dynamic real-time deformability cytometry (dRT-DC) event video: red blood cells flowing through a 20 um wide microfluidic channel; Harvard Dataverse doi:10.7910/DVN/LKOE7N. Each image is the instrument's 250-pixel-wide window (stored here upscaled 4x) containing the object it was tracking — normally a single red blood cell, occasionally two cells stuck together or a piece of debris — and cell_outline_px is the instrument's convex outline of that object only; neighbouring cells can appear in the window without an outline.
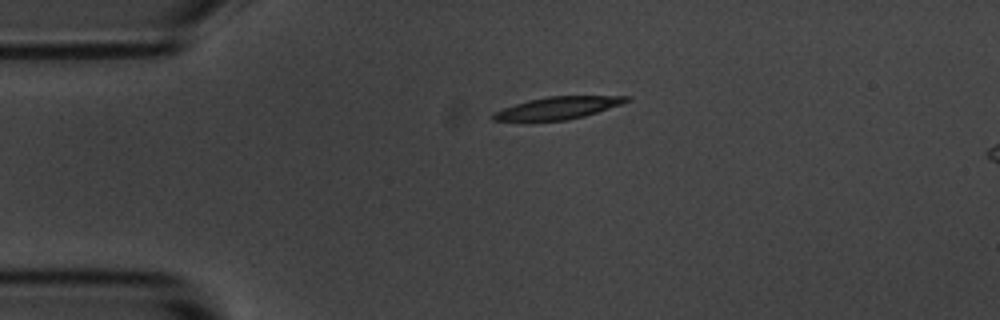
{"species": "common noctule bat (a hibernating species)", "species_latin": "Nyctalus noctula", "temperature_condition": "room temperature", "stored_images_in_passage": 3, "segment_of_instrument_passage": [1, 2], "camera_frame_rate_fps": 3000, "um_per_image_px": 0.085, "animal": {"sex": "male", "body_mass_g": 20.1, "forearm_length_mm": 53.5}, "frame": {"image": 1, "passage_image": 1, "time_ms": 0.0, "image_size_px": [1000, 320], "cell_outline_px": [[632, 100], [584, 116], [568, 120], [524, 124], [492, 120], [492, 112], [528, 100], [548, 96], [632, 96]], "centroid_in_image_um": [47.29, 9.23], "position_along_channel_um": 37.7, "area_um2": 18.09}}